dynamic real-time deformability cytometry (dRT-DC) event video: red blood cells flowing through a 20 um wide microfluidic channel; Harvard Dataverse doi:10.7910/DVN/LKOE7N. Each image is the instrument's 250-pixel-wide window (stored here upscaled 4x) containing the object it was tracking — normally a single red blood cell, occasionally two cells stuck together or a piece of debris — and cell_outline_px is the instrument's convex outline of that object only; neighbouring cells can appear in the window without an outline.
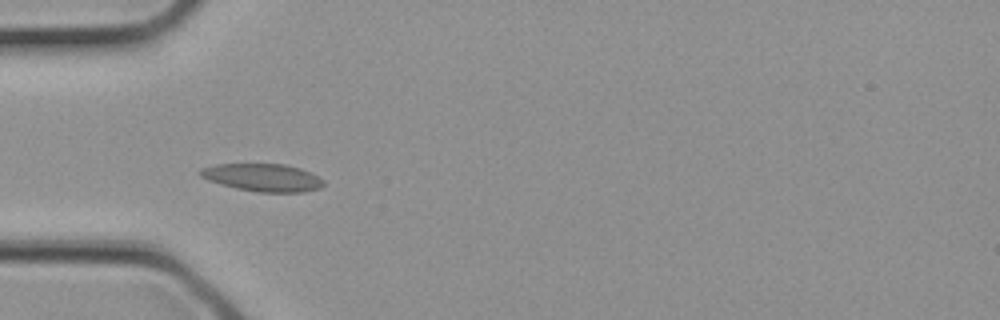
{"species": "common noctule bat (a hibernating species)", "species_latin": "Nyctalus noctula", "temperature_condition": "cold", "stored_images_in_passage": 2, "camera_frame_rate_fps": 3000, "um_per_image_px": 0.085, "animal": {"sex": "female", "body_mass_g": 21.9}, "frame": {"image": 1, "passage_image": 2, "time_ms": 0.333, "image_size_px": [1000, 320], "cell_outline_px": [[324, 184], [320, 188], [304, 192], [256, 192], [236, 188], [220, 184], [208, 180], [200, 176], [196, 172], [200, 168], [216, 164], [284, 164], [300, 168], [324, 180]], "centroid_in_image_um": [22.29, 15.09], "position_along_channel_um": 62.7, "area_um2": 19.94}}